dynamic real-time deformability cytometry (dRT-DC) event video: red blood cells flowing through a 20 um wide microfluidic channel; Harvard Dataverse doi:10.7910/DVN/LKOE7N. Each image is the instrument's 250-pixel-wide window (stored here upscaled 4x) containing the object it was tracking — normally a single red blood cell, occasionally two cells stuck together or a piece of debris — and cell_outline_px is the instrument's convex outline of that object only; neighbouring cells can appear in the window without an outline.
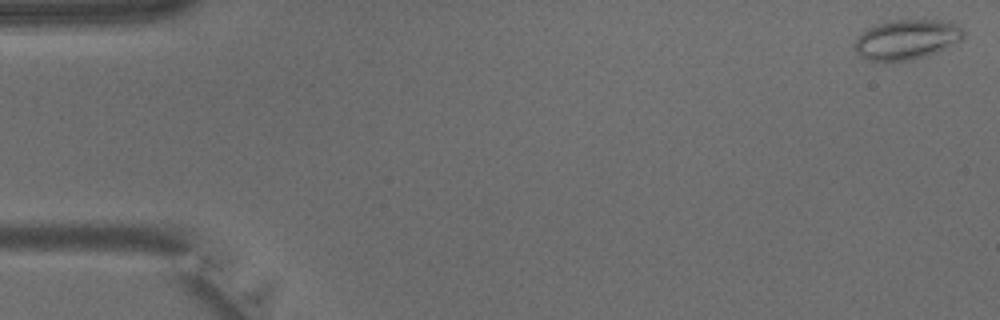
{"species": "common noctule bat (a hibernating species)", "species_latin": "Nyctalus noctula", "temperature_condition": "warm", "stored_images_in_passage": 41, "camera_frame_rate_fps": 3000, "um_per_image_px": 0.085, "animal": {"sex": "male", "body_mass_g": 15.6}, "frame": {"image": 1, "passage_image": 1, "time_ms": 0.0, "image_size_px": [1000, 320], "cell_outline_px": [[964, 36], [960, 40], [936, 52], [924, 56], [904, 60], [868, 60], [860, 56], [852, 48], [856, 40], [868, 28], [876, 24], [892, 20], [936, 20], [956, 24], [964, 28]], "centroid_in_image_um": [77.05, 3.34], "position_along_channel_um": 7.9, "area_um2": 24.8}}
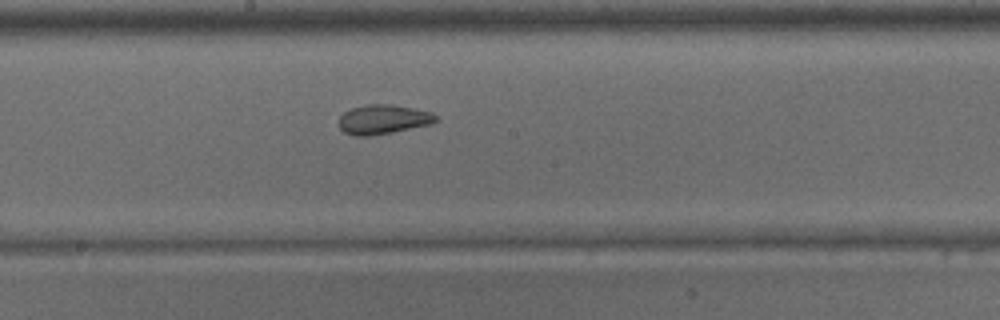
{"frame": {"image": 2, "passage_image": 22, "time_ms": 7.0, "image_size_px": [1000, 320], "cell_outline_px": [[436, 120], [432, 124], [392, 132], [368, 136], [352, 136], [344, 132], [340, 128], [340, 116], [344, 112], [352, 108], [368, 104], [392, 104], [432, 112], [436, 116]], "centroid_in_image_um": [32.56, 10.15], "position_along_channel_um": 215.6, "area_um2": 16.53}}
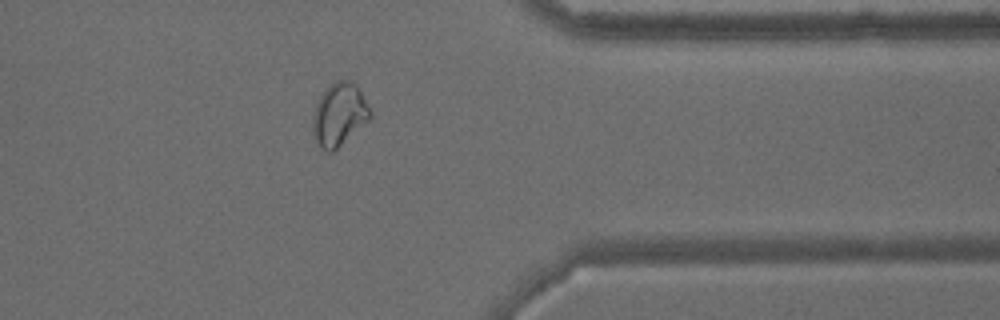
{"frame": {"image": 3, "passage_image": 33, "time_ms": 10.667, "image_size_px": [1000, 320], "cell_outline_px": [[372, 116], [368, 120], [332, 152], [328, 152], [316, 140], [312, 132], [312, 116], [316, 104], [320, 96], [336, 80], [352, 80], [360, 88], [372, 112]], "centroid_in_image_um": [28.85, 9.69], "position_along_channel_um": 382.6, "area_um2": 20.75}}